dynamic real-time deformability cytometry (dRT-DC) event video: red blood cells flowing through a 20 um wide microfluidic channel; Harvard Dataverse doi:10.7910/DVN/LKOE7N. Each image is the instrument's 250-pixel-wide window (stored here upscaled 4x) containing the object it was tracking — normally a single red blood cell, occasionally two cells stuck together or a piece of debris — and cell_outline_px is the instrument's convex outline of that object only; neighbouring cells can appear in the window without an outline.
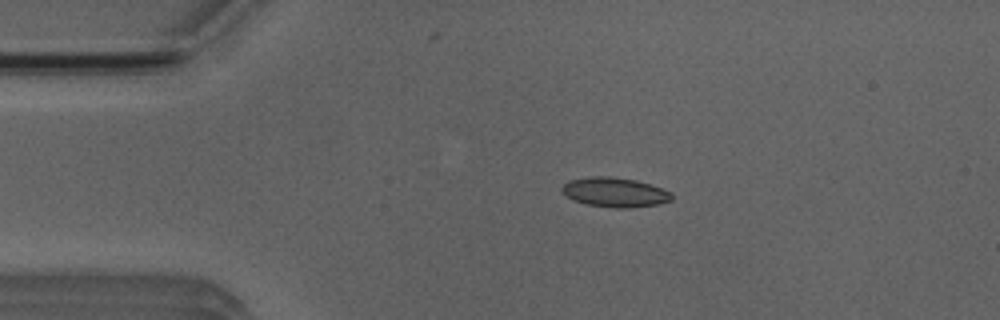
{"species": "Egyptian fruit bat (a non-hibernating species)", "species_latin": "Rousettus aegyptiacus", "temperature_condition": "room temperature", "stored_images_in_passage": 4, "camera_frame_rate_fps": 3000, "um_per_image_px": 0.085, "animal": {"sex": "male"}, "frame": {"image": 1, "passage_image": 3, "time_ms": 2.333, "image_size_px": [1000, 320], "cell_outline_px": [[672, 200], [660, 204], [628, 208], [616, 208], [584, 204], [572, 200], [560, 188], [568, 180], [592, 176], [608, 176], [636, 180], [652, 184], [672, 192]], "centroid_in_image_um": [52.28, 16.34], "position_along_channel_um": 32.7, "area_um2": 19.07}}